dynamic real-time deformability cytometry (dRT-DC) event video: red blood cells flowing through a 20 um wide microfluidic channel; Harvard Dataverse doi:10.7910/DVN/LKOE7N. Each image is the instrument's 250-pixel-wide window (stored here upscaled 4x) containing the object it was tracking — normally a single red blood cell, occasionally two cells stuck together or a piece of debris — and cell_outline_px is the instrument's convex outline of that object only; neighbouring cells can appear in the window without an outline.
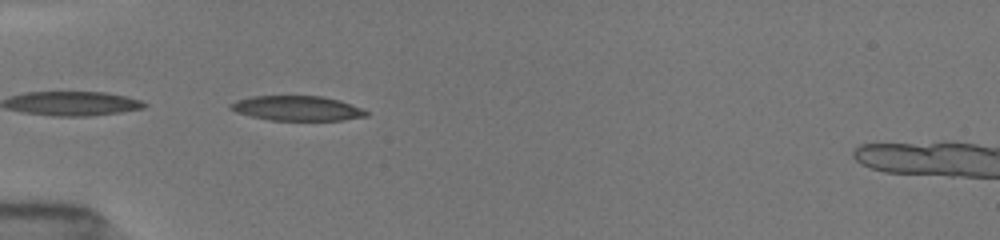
{"species": "common noctule bat (a hibernating species)", "species_latin": "Nyctalus noctula", "temperature_condition": "room temperature", "stored_images_in_passage": 8, "camera_frame_rate_fps": 3000, "um_per_image_px": 0.085, "animal": {"sex": "female", "body_mass_g": 19.5, "forearm_length_mm": 54.1}, "frame": {"image": 1, "passage_image": 1, "time_ms": 0.0, "image_size_px": [1000, 240], "cell_outline_px": [[368, 116], [344, 120], [272, 120], [252, 116], [236, 112], [228, 108], [228, 104], [236, 100], [252, 96], [324, 96], [340, 100], [360, 108], [368, 112]], "centroid_in_image_um": [25.24, 9.2], "position_along_channel_um": 59.8, "area_um2": 19.59}}